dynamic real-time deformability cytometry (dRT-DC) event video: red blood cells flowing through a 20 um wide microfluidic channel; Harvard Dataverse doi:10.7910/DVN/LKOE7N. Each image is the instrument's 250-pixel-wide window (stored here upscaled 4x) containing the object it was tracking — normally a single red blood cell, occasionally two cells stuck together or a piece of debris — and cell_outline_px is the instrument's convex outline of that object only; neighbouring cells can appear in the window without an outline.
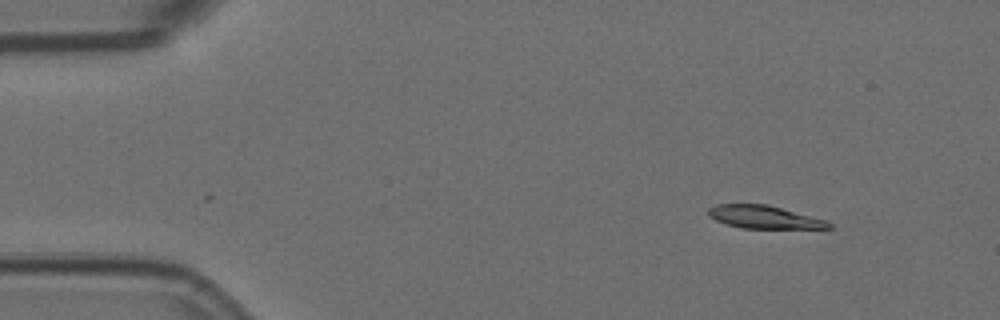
{"species": "Egyptian fruit bat (a non-hibernating species)", "species_latin": "Rousettus aegyptiacus", "temperature_condition": "room temperature", "stored_images_in_passage": 3, "camera_frame_rate_fps": 3000, "um_per_image_px": 0.085, "animal": {"sex": "female"}, "frame": {"image": 1, "passage_image": 1, "time_ms": 0.0, "image_size_px": [1000, 320], "cell_outline_px": [[832, 228], [740, 228], [716, 220], [708, 216], [708, 208], [716, 204], [764, 204], [828, 220], [832, 224]], "centroid_in_image_um": [64.94, 18.45], "position_along_channel_um": 20.1, "area_um2": 15.9}}